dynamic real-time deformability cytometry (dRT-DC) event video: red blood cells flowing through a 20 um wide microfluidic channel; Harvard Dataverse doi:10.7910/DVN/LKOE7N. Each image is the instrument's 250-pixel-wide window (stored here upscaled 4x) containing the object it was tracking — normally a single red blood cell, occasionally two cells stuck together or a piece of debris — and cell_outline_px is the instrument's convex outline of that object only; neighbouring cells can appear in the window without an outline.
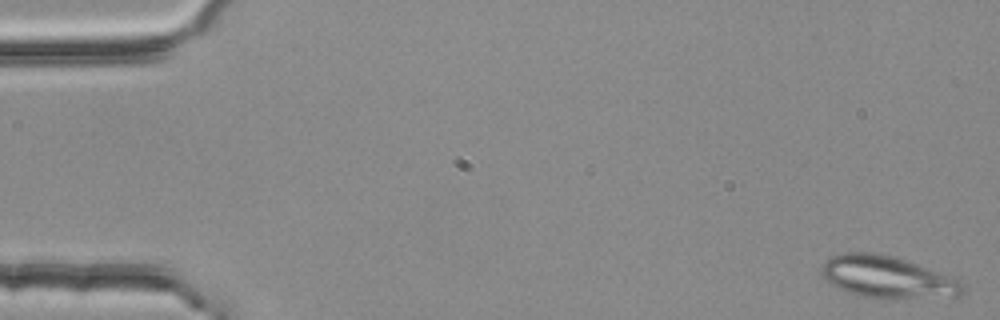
{"species": "common noctule bat (a hibernating species)", "species_latin": "Nyctalus noctula", "temperature_condition": "room temperature", "stored_images_in_passage": 4, "camera_frame_rate_fps": 3000, "um_per_image_px": 0.085, "animal": {"sex": "female", "body_mass_g": 25.1}, "frame": {"image": 1, "passage_image": 1, "time_ms": 0.0, "image_size_px": [1000, 320], "cell_outline_px": [[964, 292], [956, 296], [860, 296], [836, 288], [820, 272], [820, 268], [828, 256], [844, 252], [876, 252], [892, 256], [940, 272], [960, 280], [964, 284]], "centroid_in_image_um": [75.35, 23.5], "position_along_channel_um": 9.6, "area_um2": 33.58}}